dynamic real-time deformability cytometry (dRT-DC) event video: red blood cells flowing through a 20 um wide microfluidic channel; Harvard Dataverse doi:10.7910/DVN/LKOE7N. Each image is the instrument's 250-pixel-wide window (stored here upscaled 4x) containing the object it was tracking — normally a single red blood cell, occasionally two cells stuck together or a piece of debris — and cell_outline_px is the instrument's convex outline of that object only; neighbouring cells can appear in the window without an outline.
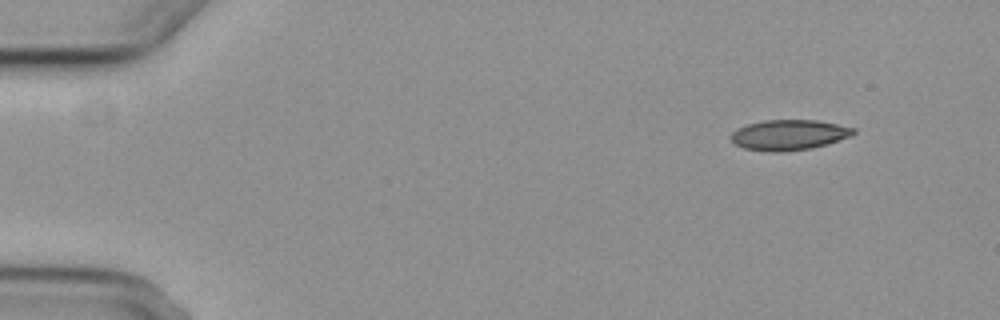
{"species": "common noctule bat (a hibernating species)", "species_latin": "Nyctalus noctula", "temperature_condition": "cold", "stored_images_in_passage": 3, "camera_frame_rate_fps": 3000, "um_per_image_px": 0.085, "animal": {"sex": "female", "body_mass_g": 29.2, "forearm_length_mm": 56.3}, "frame": {"image": 1, "passage_image": 1, "time_ms": 0.0, "image_size_px": [1000, 320], "cell_outline_px": [[856, 132], [852, 136], [828, 144], [812, 148], [780, 152], [772, 152], [744, 148], [736, 144], [728, 136], [736, 128], [748, 124], [764, 120], [816, 120], [856, 128]], "centroid_in_image_um": [67.07, 11.46], "position_along_channel_um": 17.9, "area_um2": 21.79}}